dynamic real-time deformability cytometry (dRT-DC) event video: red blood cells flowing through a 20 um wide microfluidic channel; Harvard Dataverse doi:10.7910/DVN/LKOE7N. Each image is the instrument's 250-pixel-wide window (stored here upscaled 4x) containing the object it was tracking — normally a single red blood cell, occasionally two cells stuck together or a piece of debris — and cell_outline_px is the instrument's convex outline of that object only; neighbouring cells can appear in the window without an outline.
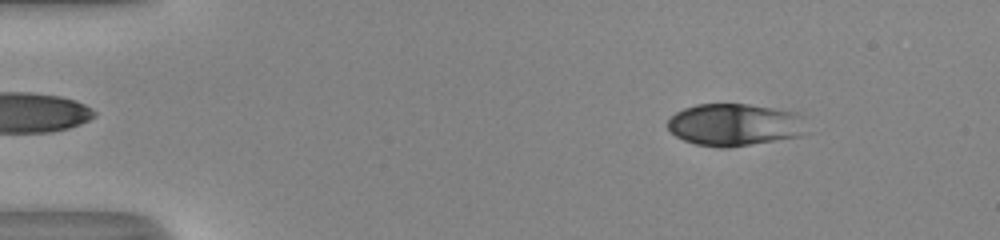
{"species": "human", "species_latin": "Homo sapiens", "temperature_condition": "room temperature", "stored_images_in_passage": 48, "camera_frame_rate_fps": 3000, "um_per_image_px": 0.085, "donor": {"sex": "male"}, "frame": {"image": 1, "passage_image": 4, "time_ms": 1.0, "image_size_px": [1000, 240], "cell_outline_px": [[804, 116], [800, 136], [728, 148], [720, 148], [696, 144], [684, 140], [676, 136], [668, 128], [668, 120], [676, 112], [684, 108], [696, 104], [748, 104], [800, 112]], "centroid_in_image_um": [62.42, 10.59], "position_along_channel_um": 22.6, "area_um2": 34.1}}
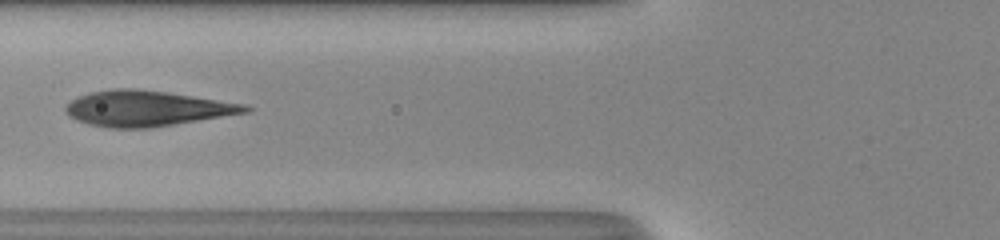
{"frame": {"image": 2, "passage_image": 18, "time_ms": 5.667, "image_size_px": [1000, 240], "cell_outline_px": [[252, 108], [248, 112], [176, 124], [148, 128], [108, 128], [88, 124], [76, 120], [64, 108], [72, 100], [80, 96], [92, 92], [112, 88], [136, 88], [168, 92], [244, 104]], "centroid_in_image_um": [12.47, 9.22], "position_along_channel_um": 113.3, "area_um2": 36.88}}
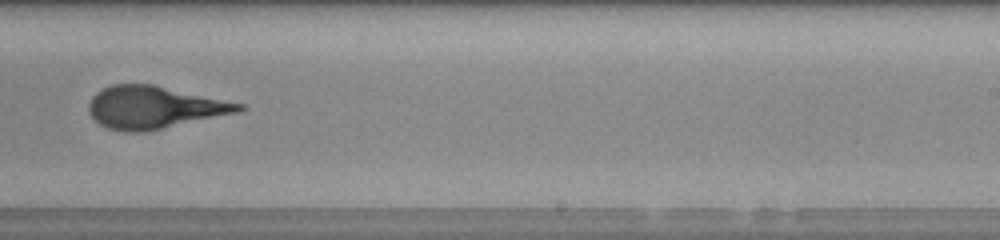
{"frame": {"image": 3, "passage_image": 30, "time_ms": 9.667, "image_size_px": [1000, 240], "cell_outline_px": [[244, 108], [236, 112], [144, 132], [124, 132], [108, 128], [100, 124], [92, 116], [88, 108], [88, 104], [92, 96], [96, 92], [112, 84], [152, 84], [244, 104]], "centroid_in_image_um": [13.04, 9.12], "position_along_channel_um": 276.0, "area_um2": 36.47}, "authors_computed_cell_mechanics": {"area_um2": 36.2117, "velocity_mm_per_s": 4.0819, "shape_relaxation_time_tau1_ms": 4.8618, "shape_relaxation_time_tau2_ms": 0.7541, "deformation_change_tau1": 0.2019, "deformation_change_tau2": 0.0608}}